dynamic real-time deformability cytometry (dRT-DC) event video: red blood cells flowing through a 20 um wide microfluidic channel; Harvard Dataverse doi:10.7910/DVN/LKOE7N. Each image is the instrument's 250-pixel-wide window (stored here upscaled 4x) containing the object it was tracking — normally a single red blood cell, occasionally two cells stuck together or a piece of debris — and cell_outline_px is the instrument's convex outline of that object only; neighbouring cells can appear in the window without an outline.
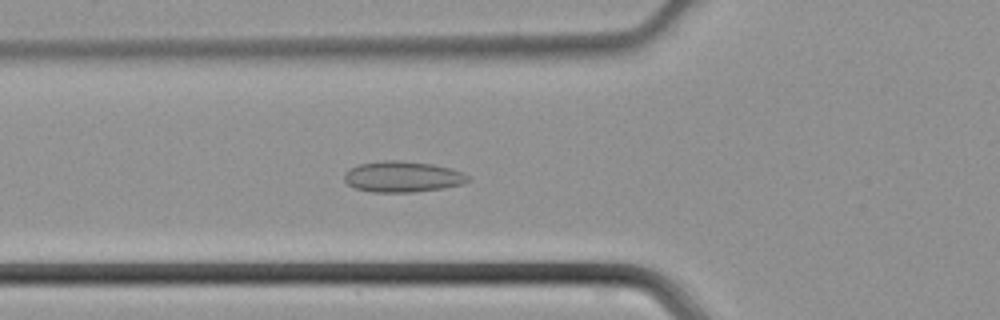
{"species": "common noctule bat (a hibernating species)", "species_latin": "Nyctalus noctula", "temperature_condition": "cold", "stored_images_in_passage": 45, "camera_frame_rate_fps": 3000, "um_per_image_px": 0.085, "animal": {"sex": "male", "body_mass_g": 21.5, "forearm_length_mm": 52.0}, "frame": {"image": 1, "passage_image": 16, "time_ms": 5.0, "image_size_px": [1000, 320], "cell_outline_px": [[468, 180], [464, 184], [444, 188], [412, 192], [372, 192], [356, 188], [348, 184], [344, 180], [344, 172], [348, 168], [360, 164], [384, 160], [400, 160], [432, 164], [452, 168], [464, 172], [468, 176]], "centroid_in_image_um": [34.22, 15.01], "position_along_channel_um": 91.6, "area_um2": 22.43}}
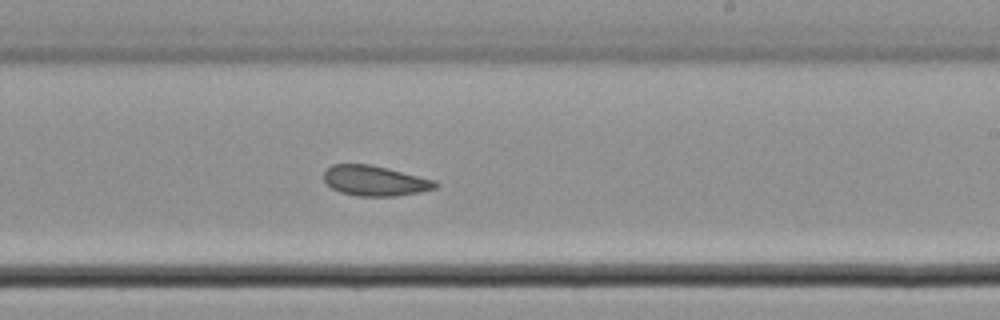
{"frame": {"image": 2, "passage_image": 27, "time_ms": 8.667, "image_size_px": [1000, 320], "cell_outline_px": [[440, 184], [436, 188], [420, 192], [396, 196], [356, 196], [340, 192], [332, 188], [324, 180], [324, 172], [332, 164], [368, 164], [388, 168], [436, 180]], "centroid_in_image_um": [31.89, 15.37], "position_along_channel_um": 257.1, "area_um2": 19.71}}
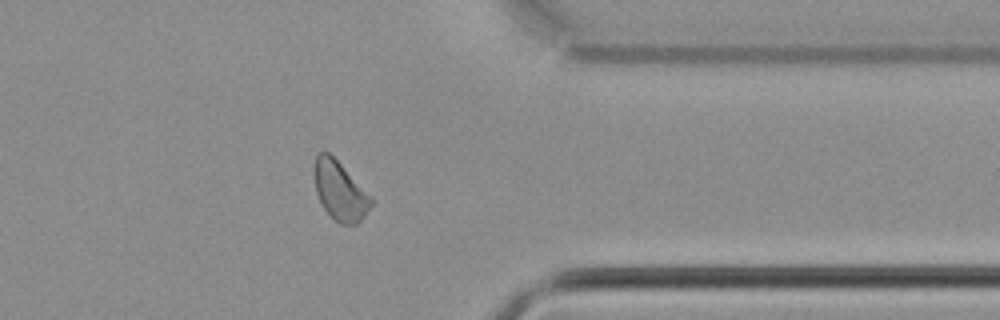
{"frame": {"image": 3, "passage_image": 36, "time_ms": 11.667, "image_size_px": [1000, 320], "cell_outline_px": [[376, 200], [364, 216], [356, 224], [340, 224], [324, 208], [316, 192], [312, 172], [312, 168], [316, 156], [320, 152], [328, 152]], "centroid_in_image_um": [28.89, 16.21], "position_along_channel_um": 382.5, "area_um2": 19.48}}